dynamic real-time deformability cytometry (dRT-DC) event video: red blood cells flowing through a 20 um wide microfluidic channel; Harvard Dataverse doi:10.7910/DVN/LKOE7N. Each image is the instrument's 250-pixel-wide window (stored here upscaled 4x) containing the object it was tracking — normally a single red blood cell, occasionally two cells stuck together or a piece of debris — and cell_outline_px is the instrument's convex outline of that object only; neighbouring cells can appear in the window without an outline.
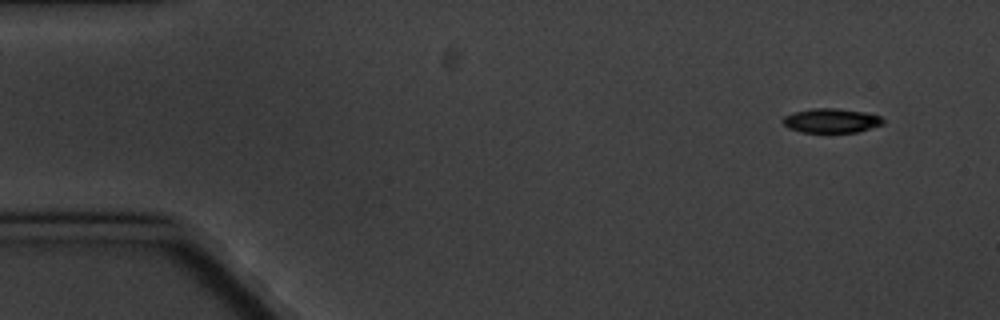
{"species": "common noctule bat (a hibernating species)", "species_latin": "Nyctalus noctula", "temperature_condition": "cold", "stored_images_in_passage": 4, "camera_frame_rate_fps": 3000, "um_per_image_px": 0.085, "animal": {"sex": "male", "body_mass_g": 20.1, "forearm_length_mm": 53.5}, "frame": {"image": 1, "passage_image": 1, "time_ms": 0.0, "image_size_px": [1000, 320], "cell_outline_px": [[884, 124], [856, 132], [800, 132], [788, 128], [780, 120], [784, 116], [792, 112], [812, 108], [836, 108], [864, 112], [880, 116], [884, 120]], "centroid_in_image_um": [70.62, 10.25], "position_along_channel_um": 14.4, "area_um2": 14.28}}